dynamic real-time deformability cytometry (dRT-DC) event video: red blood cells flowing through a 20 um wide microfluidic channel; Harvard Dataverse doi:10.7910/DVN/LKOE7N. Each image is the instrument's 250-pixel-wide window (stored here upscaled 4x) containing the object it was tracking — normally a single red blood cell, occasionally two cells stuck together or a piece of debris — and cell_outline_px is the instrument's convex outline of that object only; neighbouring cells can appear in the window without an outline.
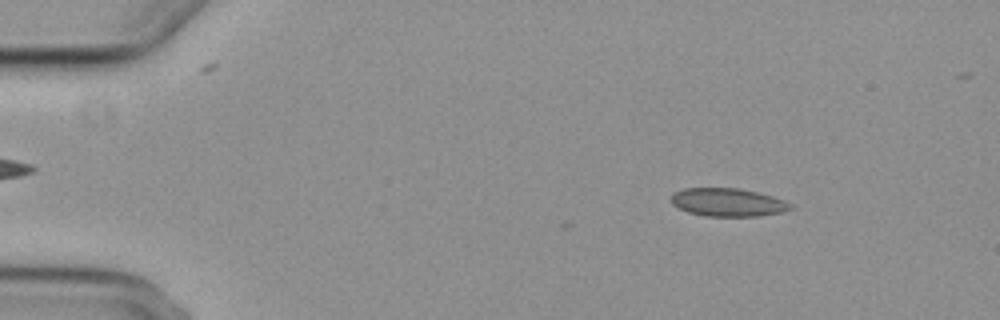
{"species": "common noctule bat (a hibernating species)", "species_latin": "Nyctalus noctula", "temperature_condition": "cold", "stored_images_in_passage": 7, "camera_frame_rate_fps": 3000, "um_per_image_px": 0.085, "animal": {"sex": "female", "body_mass_g": 29.2, "forearm_length_mm": 56.3}, "frame": {"image": 1, "passage_image": 2, "time_ms": 1.0, "image_size_px": [1000, 320], "cell_outline_px": [[792, 208], [784, 212], [760, 216], [704, 216], [688, 212], [672, 204], [668, 196], [672, 192], [684, 188], [740, 188], [772, 196], [784, 200], [792, 204]], "centroid_in_image_um": [61.83, 17.19], "position_along_channel_um": 23.2, "area_um2": 19.83}}
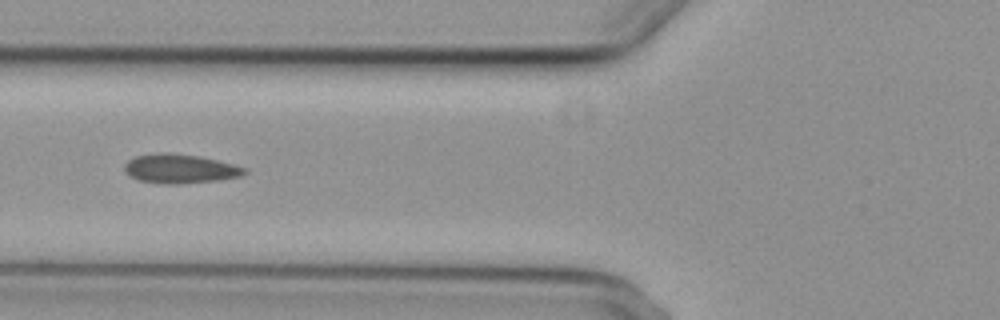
{"frame": {"image": 2, "passage_image": 6, "time_ms": 5.667, "image_size_px": [1000, 320], "cell_outline_px": [[248, 172], [244, 176], [220, 180], [176, 184], [156, 184], [140, 180], [128, 176], [124, 172], [124, 164], [128, 160], [136, 156], [160, 152], [168, 152], [200, 156], [248, 168]], "centroid_in_image_um": [15.3, 14.35], "position_along_channel_um": 110.5, "area_um2": 20.75}}
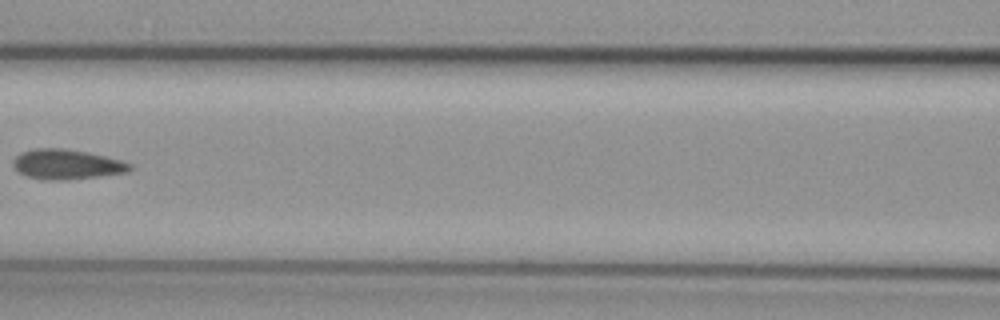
{"frame": {"image": 3, "passage_image": 7, "time_ms": 7.0, "image_size_px": [1000, 320], "cell_outline_px": [[132, 168], [128, 172], [68, 180], [44, 180], [28, 176], [20, 172], [12, 164], [12, 160], [20, 152], [32, 148], [64, 148], [104, 156], [120, 160], [132, 164]], "centroid_in_image_um": [5.64, 13.96], "position_along_channel_um": 161.0, "area_um2": 20.29}}